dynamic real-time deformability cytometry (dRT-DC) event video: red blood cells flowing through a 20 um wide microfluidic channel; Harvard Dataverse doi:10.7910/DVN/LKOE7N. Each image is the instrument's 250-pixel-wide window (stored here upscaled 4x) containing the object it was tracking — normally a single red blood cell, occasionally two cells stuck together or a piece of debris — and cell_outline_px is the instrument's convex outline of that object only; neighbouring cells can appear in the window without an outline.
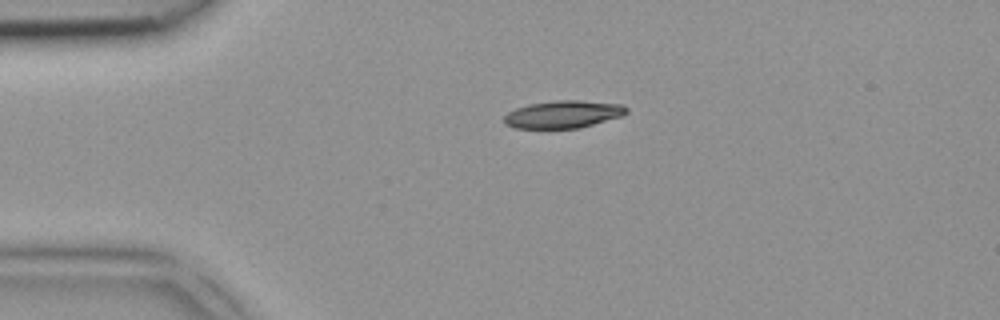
{"species": "common noctule bat (a hibernating species)", "species_latin": "Nyctalus noctula", "temperature_condition": "room temperature", "stored_images_in_passage": 3, "camera_frame_rate_fps": 3000, "um_per_image_px": 0.085, "animal": {"sex": "female", "body_mass_g": 18.4}, "frame": {"image": 1, "passage_image": 1, "time_ms": 0.0, "image_size_px": [1000, 320], "cell_outline_px": [[628, 112], [624, 116], [580, 128], [516, 128], [504, 124], [504, 116], [508, 112], [516, 108], [528, 104], [556, 100], [576, 100], [624, 104], [628, 108]], "centroid_in_image_um": [47.91, 9.71], "position_along_channel_um": 37.1, "area_um2": 19.83}}